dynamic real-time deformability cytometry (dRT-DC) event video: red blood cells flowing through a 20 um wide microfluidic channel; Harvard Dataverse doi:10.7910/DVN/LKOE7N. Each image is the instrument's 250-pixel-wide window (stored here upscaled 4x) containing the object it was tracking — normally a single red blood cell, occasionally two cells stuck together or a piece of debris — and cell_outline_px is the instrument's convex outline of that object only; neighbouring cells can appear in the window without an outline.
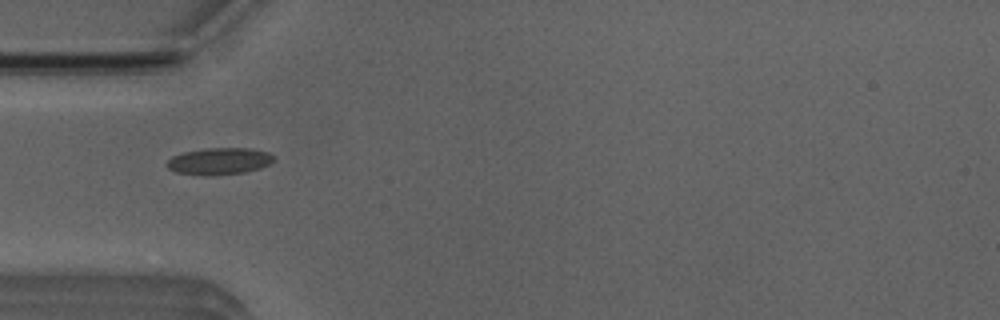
{"species": "Egyptian fruit bat (a non-hibernating species)", "species_latin": "Rousettus aegyptiacus", "temperature_condition": "room temperature", "stored_images_in_passage": 3, "camera_frame_rate_fps": 3000, "um_per_image_px": 0.085, "animal": {"sex": "male"}, "frame": {"image": 1, "passage_image": 1, "time_ms": 0.0, "image_size_px": [1000, 320], "cell_outline_px": [[276, 156], [272, 164], [260, 168], [244, 172], [216, 176], [176, 172], [168, 168], [164, 164], [172, 156], [184, 152], [204, 148], [252, 148], [268, 152]], "centroid_in_image_um": [18.68, 13.69], "position_along_channel_um": 66.3, "area_um2": 16.94}}